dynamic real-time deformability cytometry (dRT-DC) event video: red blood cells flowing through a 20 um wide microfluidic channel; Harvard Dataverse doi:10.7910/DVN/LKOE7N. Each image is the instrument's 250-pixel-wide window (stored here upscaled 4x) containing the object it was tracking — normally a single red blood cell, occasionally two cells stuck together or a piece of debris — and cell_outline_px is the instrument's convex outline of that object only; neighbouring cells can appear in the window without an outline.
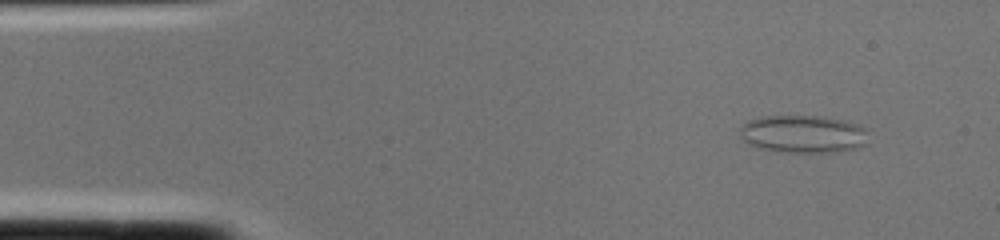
{"species": "common noctule bat (a hibernating species)", "species_latin": "Nyctalus noctula", "temperature_condition": "cold", "stored_images_in_passage": 1, "camera_frame_rate_fps": 3000, "um_per_image_px": 0.085, "animal": {"sex": "female", "body_mass_g": 22.0, "forearm_length_mm": 56.7}, "frame": {"image": 1, "passage_image": 1, "time_ms": 0.0, "image_size_px": [1000, 240], "cell_outline_px": [[868, 128], [864, 144], [860, 148], [840, 152], [784, 152], [764, 148], [740, 140], [740, 128], [748, 120], [764, 116], [816, 116], [844, 120], [860, 124]], "centroid_in_image_um": [68.31, 11.39], "position_along_channel_um": 16.7, "area_um2": 28.32}}